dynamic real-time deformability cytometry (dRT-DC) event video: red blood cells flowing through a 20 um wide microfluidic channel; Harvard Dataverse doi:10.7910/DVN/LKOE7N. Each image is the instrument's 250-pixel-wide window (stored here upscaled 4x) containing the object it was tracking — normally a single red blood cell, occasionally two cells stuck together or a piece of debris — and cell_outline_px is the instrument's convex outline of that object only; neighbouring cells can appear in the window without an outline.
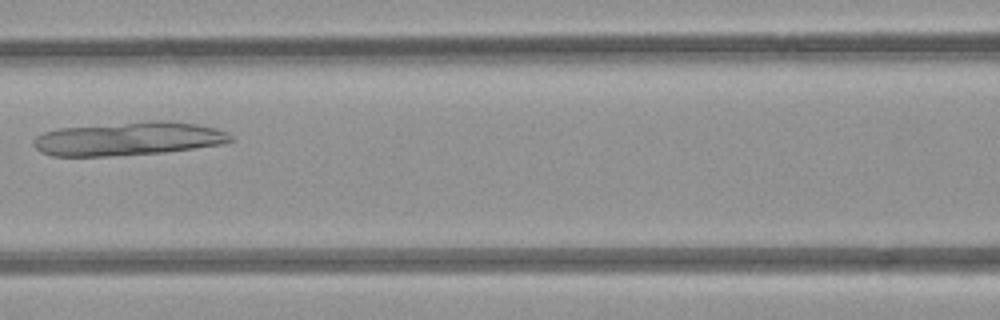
{"species": "common noctule bat (a hibernating species)", "species_latin": "Nyctalus noctula", "temperature_condition": "room temperature", "stored_images_in_passage": 6, "camera_frame_rate_fps": 3000, "um_per_image_px": 0.085, "animal": {"sex": "female", "body_mass_g": 21.9}, "frame": {"image": 1, "passage_image": 6, "time_ms": 6.333, "image_size_px": [1000, 320], "cell_outline_px": [[232, 140], [224, 144], [164, 152], [112, 156], [52, 156], [40, 152], [32, 144], [32, 140], [36, 136], [44, 132], [60, 128], [152, 120], [164, 120], [196, 124], [216, 128], [232, 136]], "centroid_in_image_um": [10.89, 11.79], "position_along_channel_um": 155.7, "area_um2": 38.49}}